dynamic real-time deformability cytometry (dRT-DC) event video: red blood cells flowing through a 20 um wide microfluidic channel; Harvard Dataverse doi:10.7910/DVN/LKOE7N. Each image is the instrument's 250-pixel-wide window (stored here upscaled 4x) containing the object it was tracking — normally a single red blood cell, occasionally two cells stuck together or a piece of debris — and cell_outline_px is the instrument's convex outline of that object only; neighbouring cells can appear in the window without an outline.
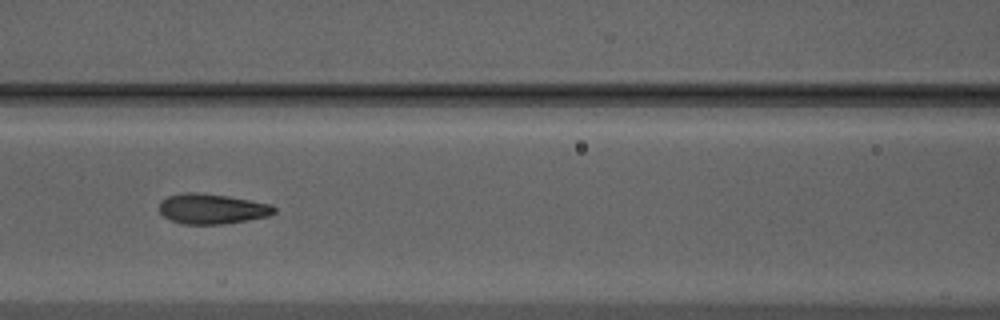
{"species": "Egyptian fruit bat (a non-hibernating species)", "species_latin": "Rousettus aegyptiacus", "temperature_condition": "warm", "stored_images_in_passage": 17, "camera_frame_rate_fps": 3000, "um_per_image_px": 0.085, "animal": {"sex": "male"}, "frame": {"image": 1, "passage_image": 10, "time_ms": 3.0, "image_size_px": [1000, 320], "cell_outline_px": [[276, 212], [268, 216], [248, 220], [224, 224], [184, 224], [168, 220], [160, 212], [160, 200], [168, 196], [184, 192], [196, 192], [228, 196], [272, 204], [276, 208]], "centroid_in_image_um": [18.02, 17.75], "position_along_channel_um": 148.6, "area_um2": 20.35}}